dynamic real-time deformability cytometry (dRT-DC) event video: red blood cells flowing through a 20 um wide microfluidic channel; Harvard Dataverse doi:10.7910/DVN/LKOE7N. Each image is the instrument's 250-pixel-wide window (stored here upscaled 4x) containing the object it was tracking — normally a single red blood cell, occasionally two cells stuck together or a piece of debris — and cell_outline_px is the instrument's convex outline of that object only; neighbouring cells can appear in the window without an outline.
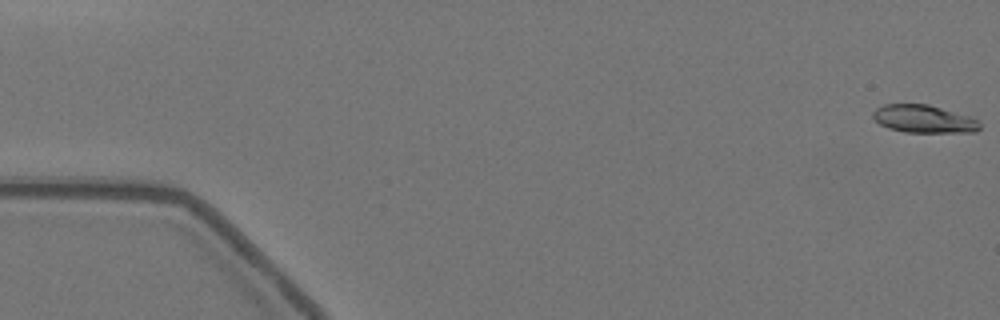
{"species": "Egyptian fruit bat (a non-hibernating species)", "species_latin": "Rousettus aegyptiacus", "temperature_condition": "warm", "stored_images_in_passage": 58, "camera_frame_rate_fps": 3000, "um_per_image_px": 0.085, "animal": {"sex": "female"}, "frame": {"image": 1, "passage_image": 1, "time_ms": 0.0, "image_size_px": [1000, 320], "cell_outline_px": [[980, 128], [976, 132], [904, 132], [888, 128], [880, 124], [872, 116], [872, 112], [876, 108], [884, 104], [928, 104], [972, 116], [980, 120]], "centroid_in_image_um": [78.56, 10.1], "position_along_channel_um": 6.4, "area_um2": 17.51}}
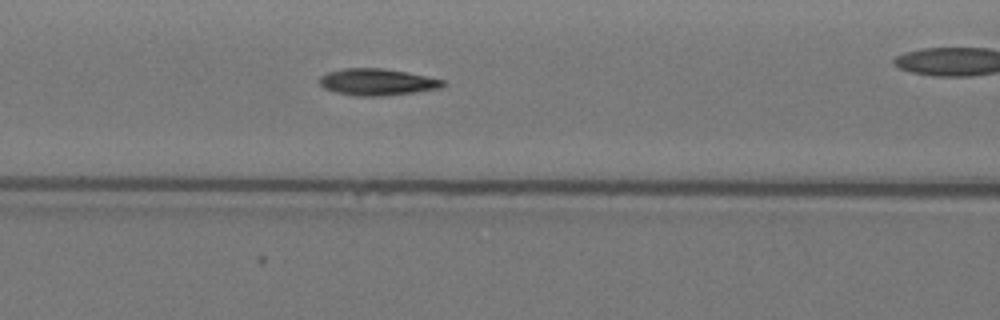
{"frame": {"image": 2, "passage_image": 24, "time_ms": 7.667, "image_size_px": [1000, 320], "cell_outline_px": [[444, 84], [440, 88], [384, 96], [356, 96], [336, 92], [324, 88], [320, 84], [320, 76], [328, 72], [344, 68], [384, 68], [408, 72], [444, 80]], "centroid_in_image_um": [32.04, 6.96], "position_along_channel_um": 134.6, "area_um2": 19.07}}
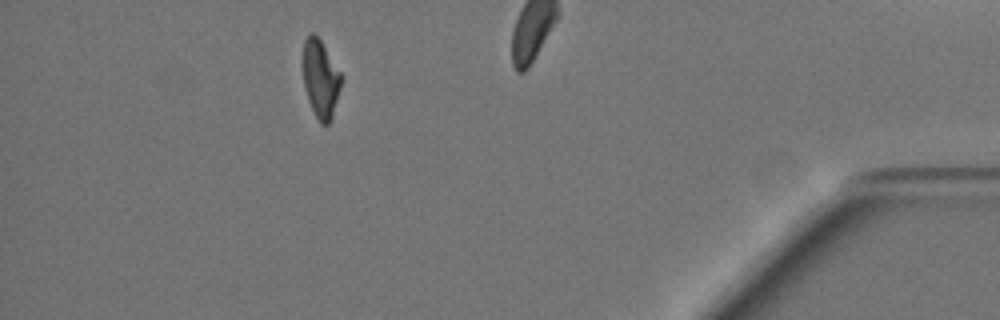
{"frame": {"image": 3, "passage_image": 52, "time_ms": 17.0, "image_size_px": [1000, 320], "cell_outline_px": [[340, 88], [332, 116], [328, 124], [320, 124], [308, 100], [304, 88], [300, 64], [300, 60], [304, 40], [308, 32], [312, 32], [320, 40], [340, 72]], "centroid_in_image_um": [27.16, 6.64], "position_along_channel_um": 408.0, "area_um2": 17.57}, "authors_computed_cell_mechanics": {"area_um2": 18.4671, "velocity_mm_per_s": 3.5285, "shape_relaxation_time_tau1_ms": 8.8701, "shape_relaxation_time_tau2_ms": 3.8734, "deformation_change_tau1": 0.253, "deformation_change_tau2": 0.0945}}